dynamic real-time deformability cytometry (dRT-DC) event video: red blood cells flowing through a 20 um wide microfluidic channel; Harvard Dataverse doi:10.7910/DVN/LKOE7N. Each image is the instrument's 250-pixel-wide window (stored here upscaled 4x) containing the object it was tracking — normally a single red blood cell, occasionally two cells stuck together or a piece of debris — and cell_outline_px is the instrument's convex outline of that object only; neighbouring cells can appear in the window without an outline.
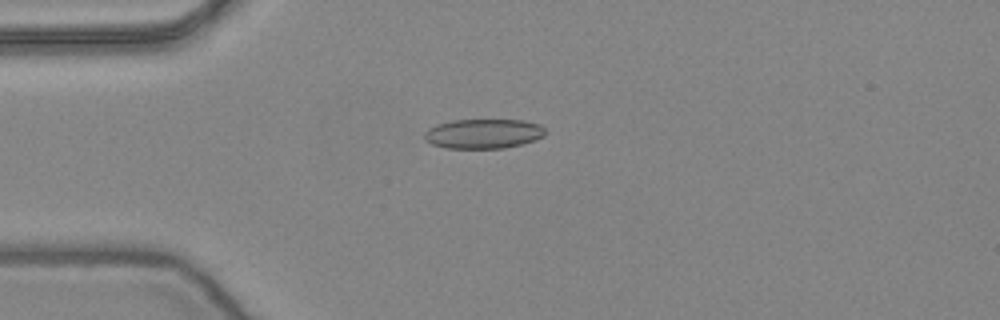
{"species": "common noctule bat (a hibernating species)", "species_latin": "Nyctalus noctula", "temperature_condition": "warm", "stored_images_in_passage": 53, "camera_frame_rate_fps": 3000, "um_per_image_px": 0.085, "animal": {"sex": "female", "body_mass_g": 24.6, "forearm_length_mm": 56.2}, "frame": {"image": 1, "passage_image": 14, "time_ms": 4.333, "image_size_px": [1000, 320], "cell_outline_px": [[544, 136], [520, 144], [504, 148], [448, 148], [432, 144], [424, 140], [424, 132], [428, 128], [436, 124], [452, 120], [524, 120], [540, 124], [544, 128]], "centroid_in_image_um": [41.05, 11.35], "position_along_channel_um": 44.0, "area_um2": 20.81}}
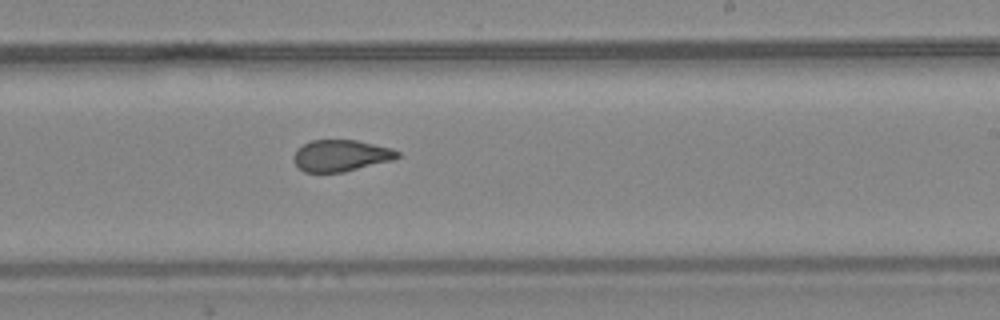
{"frame": {"image": 2, "passage_image": 32, "time_ms": 10.333, "image_size_px": [1000, 320], "cell_outline_px": [[400, 156], [392, 160], [344, 172], [304, 172], [292, 160], [292, 156], [296, 148], [312, 140], [356, 140], [392, 148], [400, 152]], "centroid_in_image_um": [28.95, 13.22], "position_along_channel_um": 260.0, "area_um2": 19.13}}
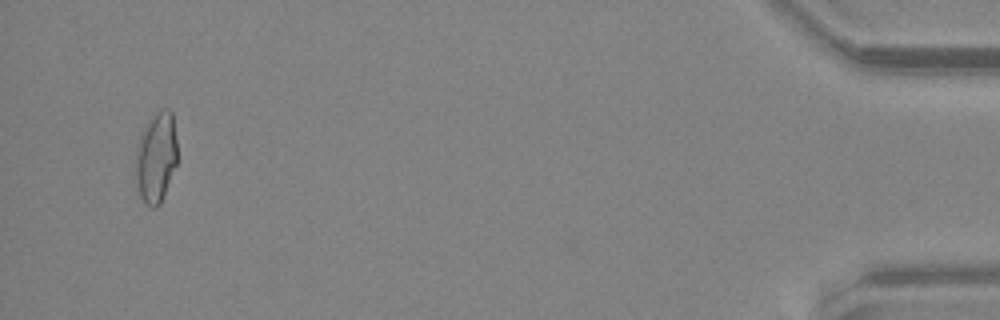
{"frame": {"image": 3, "passage_image": 51, "time_ms": 16.667, "image_size_px": [1000, 320], "cell_outline_px": [[180, 160], [160, 204], [156, 208], [152, 208], [140, 196], [136, 180], [136, 144], [148, 120], [156, 112], [164, 108], [168, 108], [172, 112]], "centroid_in_image_um": [13.32, 13.36], "position_along_channel_um": 421.9, "area_um2": 22.54}, "authors_computed_cell_mechanics": {"area_um2": 20.4612, "velocity_mm_per_s": 3.9183, "shape_relaxation_time_tau1_ms": null, "shape_relaxation_time_tau2_ms": 1.3594, "deformation_change_tau1": null, "deformation_change_tau2": 0.0798}}